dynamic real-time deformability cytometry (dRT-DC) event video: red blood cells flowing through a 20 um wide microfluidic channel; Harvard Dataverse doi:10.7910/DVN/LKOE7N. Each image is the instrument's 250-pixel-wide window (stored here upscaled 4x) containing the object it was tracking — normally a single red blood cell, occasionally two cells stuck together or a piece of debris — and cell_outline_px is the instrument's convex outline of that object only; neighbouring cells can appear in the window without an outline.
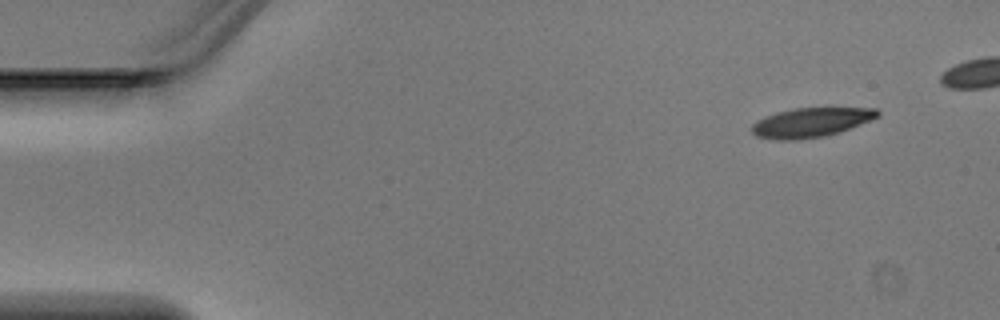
{"species": "Egyptian fruit bat (a non-hibernating species)", "species_latin": "Rousettus aegyptiacus", "temperature_condition": "warm", "stored_images_in_passage": 4, "camera_frame_rate_fps": 3000, "um_per_image_px": 0.085, "animal": {"sex": "male"}, "frame": {"image": 1, "passage_image": 1, "time_ms": 0.0, "image_size_px": [1000, 320], "cell_outline_px": [[880, 116], [840, 132], [824, 136], [796, 140], [776, 140], [756, 136], [752, 132], [752, 124], [756, 120], [764, 116], [776, 112], [796, 108], [876, 108], [880, 112]], "centroid_in_image_um": [68.9, 10.41], "position_along_channel_um": 16.1, "area_um2": 21.56}}